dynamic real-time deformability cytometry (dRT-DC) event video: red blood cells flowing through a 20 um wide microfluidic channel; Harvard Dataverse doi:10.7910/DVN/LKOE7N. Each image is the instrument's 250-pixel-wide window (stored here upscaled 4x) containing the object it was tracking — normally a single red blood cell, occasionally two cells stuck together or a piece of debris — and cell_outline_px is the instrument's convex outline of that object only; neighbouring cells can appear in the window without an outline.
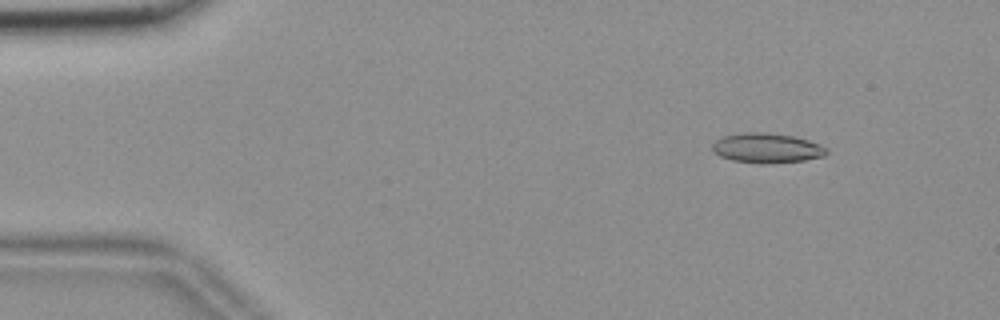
{"species": "common noctule bat (a hibernating species)", "species_latin": "Nyctalus noctula", "temperature_condition": "room temperature", "stored_images_in_passage": 53, "camera_frame_rate_fps": 3000, "um_per_image_px": 0.085, "animal": {"sex": "female", "body_mass_g": 18.4}, "frame": {"image": 1, "passage_image": 4, "time_ms": 1.0, "image_size_px": [1000, 320], "cell_outline_px": [[828, 152], [824, 156], [804, 160], [732, 160], [720, 156], [712, 148], [712, 144], [716, 140], [724, 136], [748, 132], [764, 132], [792, 136], [808, 140], [820, 144], [828, 148]], "centroid_in_image_um": [65.21, 12.52], "position_along_channel_um": 19.8, "area_um2": 18.61}}
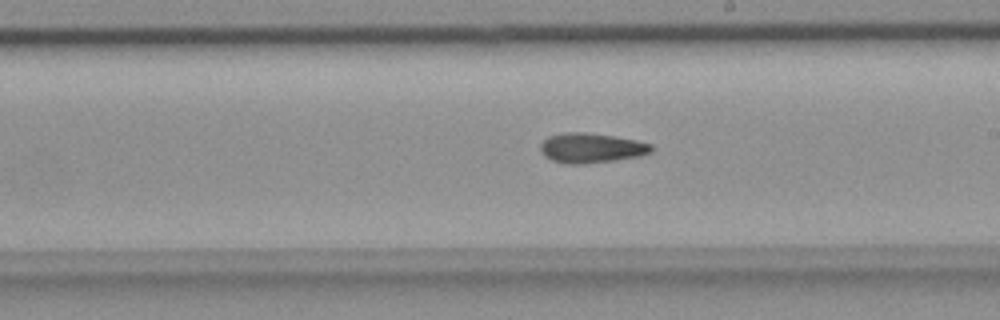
{"frame": {"image": 2, "passage_image": 29, "time_ms": 9.333, "image_size_px": [1000, 320], "cell_outline_px": [[652, 152], [640, 156], [616, 160], [584, 164], [564, 164], [552, 160], [544, 156], [540, 148], [540, 144], [548, 136], [568, 132], [584, 132], [612, 136], [636, 140], [652, 144]], "centroid_in_image_um": [50.25, 12.59], "position_along_channel_um": 238.8, "area_um2": 19.31}}
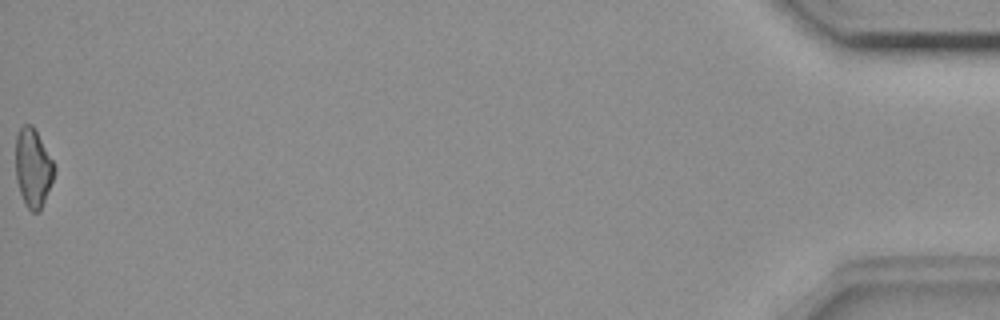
{"frame": {"image": 3, "passage_image": 53, "time_ms": 17.333, "image_size_px": [1000, 320], "cell_outline_px": [[56, 172], [40, 212], [32, 212], [24, 204], [16, 180], [16, 136], [20, 128], [24, 124], [32, 124], [52, 160], [56, 168]], "centroid_in_image_um": [2.81, 14.3], "position_along_channel_um": 432.4, "area_um2": 17.69}, "authors_computed_cell_mechanics": {"area_um2": 18.6116, "velocity_mm_per_s": 3.6845, "shape_relaxation_time_tau1_ms": null, "shape_relaxation_time_tau2_ms": 3.8339, "deformation_change_tau1": null, "deformation_change_tau2": 0.1211}}